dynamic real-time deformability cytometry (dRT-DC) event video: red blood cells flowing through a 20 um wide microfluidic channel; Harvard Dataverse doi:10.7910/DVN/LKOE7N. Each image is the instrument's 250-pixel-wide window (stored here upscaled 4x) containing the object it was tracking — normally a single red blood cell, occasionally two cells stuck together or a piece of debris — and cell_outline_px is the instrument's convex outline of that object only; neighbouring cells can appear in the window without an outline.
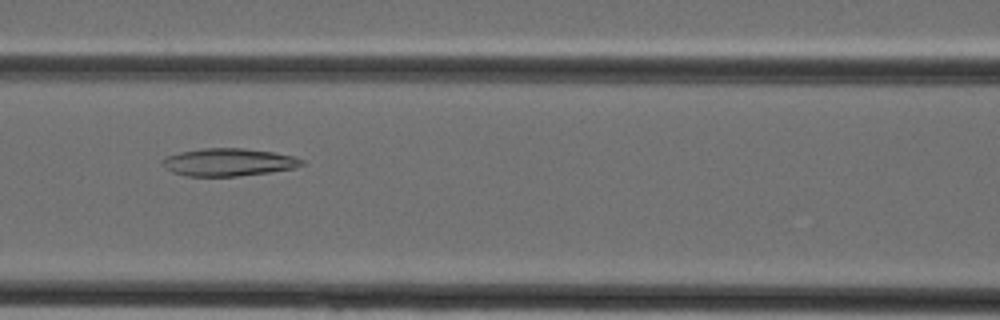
{"species": "Egyptian fruit bat (a non-hibernating species)", "species_latin": "Rousettus aegyptiacus", "temperature_condition": "cold", "stored_images_in_passage": 36, "camera_frame_rate_fps": 3000, "um_per_image_px": 0.085, "animal": {"sex": "female"}, "frame": {"image": 1, "passage_image": 14, "time_ms": 4.333, "image_size_px": [1000, 320], "cell_outline_px": [[304, 164], [296, 168], [268, 172], [236, 176], [188, 176], [172, 172], [164, 168], [160, 160], [164, 156], [180, 152], [204, 148], [244, 148], [272, 152], [292, 156], [304, 160]], "centroid_in_image_um": [19.38, 13.78], "position_along_channel_um": 147.2, "area_um2": 22.48}}
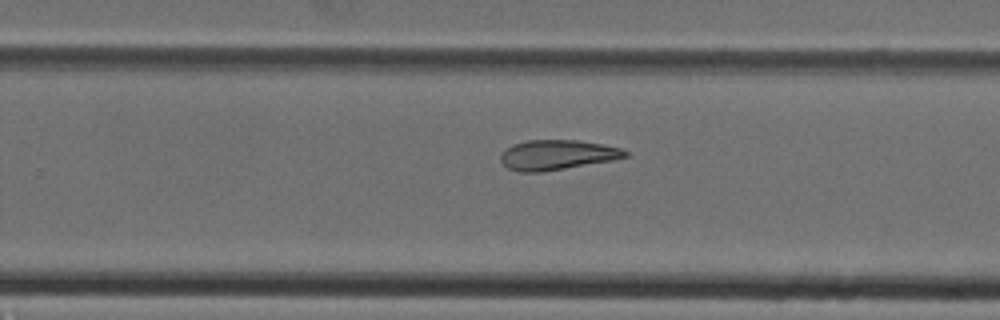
{"frame": {"image": 2, "passage_image": 22, "time_ms": 7.0, "image_size_px": [1000, 320], "cell_outline_px": [[628, 156], [612, 160], [540, 172], [520, 172], [508, 168], [500, 160], [500, 156], [504, 148], [512, 144], [524, 140], [580, 140], [620, 148], [628, 152]], "centroid_in_image_um": [47.3, 13.15], "position_along_channel_um": 282.5, "area_um2": 21.62}}
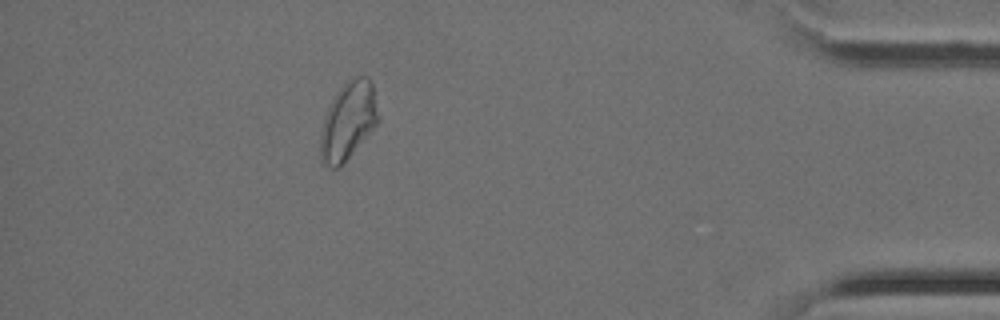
{"frame": {"image": 3, "passage_image": 32, "time_ms": 10.333, "image_size_px": [1000, 320], "cell_outline_px": [[380, 120], [344, 164], [340, 168], [328, 168], [320, 160], [320, 136], [324, 116], [336, 92], [352, 76], [368, 76], [372, 84], [380, 116]], "centroid_in_image_um": [29.59, 10.3], "position_along_channel_um": 405.6, "area_um2": 26.53}}